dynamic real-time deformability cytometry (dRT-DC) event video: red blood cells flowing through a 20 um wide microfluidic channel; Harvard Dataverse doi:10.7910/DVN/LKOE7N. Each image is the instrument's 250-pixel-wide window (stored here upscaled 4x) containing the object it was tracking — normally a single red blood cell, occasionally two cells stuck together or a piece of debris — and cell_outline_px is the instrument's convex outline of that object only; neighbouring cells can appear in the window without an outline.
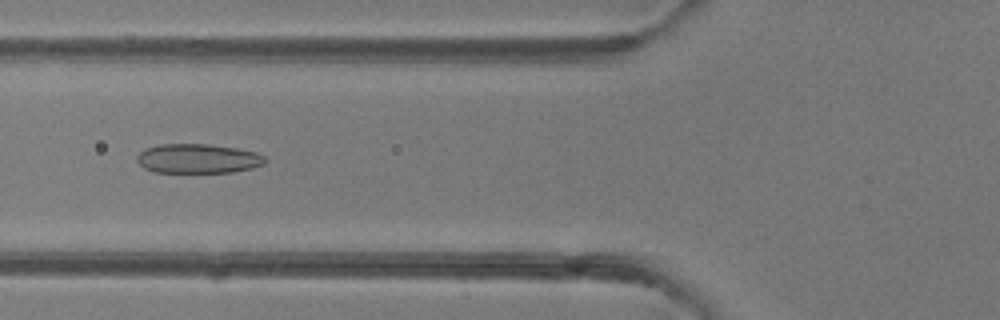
{"species": "common noctule bat (a hibernating species)", "species_latin": "Nyctalus noctula", "temperature_condition": "room temperature", "stored_images_in_passage": 49, "camera_frame_rate_fps": 3000, "um_per_image_px": 0.085, "animal": {"sex": "female"}, "frame": {"image": 1, "passage_image": 19, "time_ms": 6.0, "image_size_px": [1000, 320], "cell_outline_px": [[268, 160], [264, 164], [252, 168], [232, 172], [152, 172], [144, 168], [136, 160], [136, 156], [144, 148], [160, 144], [208, 144], [236, 148], [256, 152], [264, 156]], "centroid_in_image_um": [16.81, 13.48], "position_along_channel_um": 109.0, "area_um2": 22.08}}
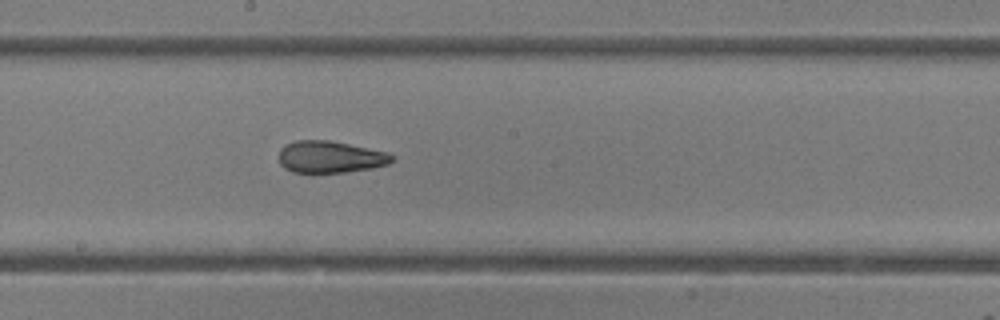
{"frame": {"image": 2, "passage_image": 27, "time_ms": 8.667, "image_size_px": [1000, 320], "cell_outline_px": [[396, 160], [388, 164], [372, 168], [344, 172], [292, 172], [284, 168], [280, 164], [280, 148], [284, 144], [296, 140], [328, 140], [388, 152], [396, 156]], "centroid_in_image_um": [28.09, 13.33], "position_along_channel_um": 220.1, "area_um2": 21.1}}
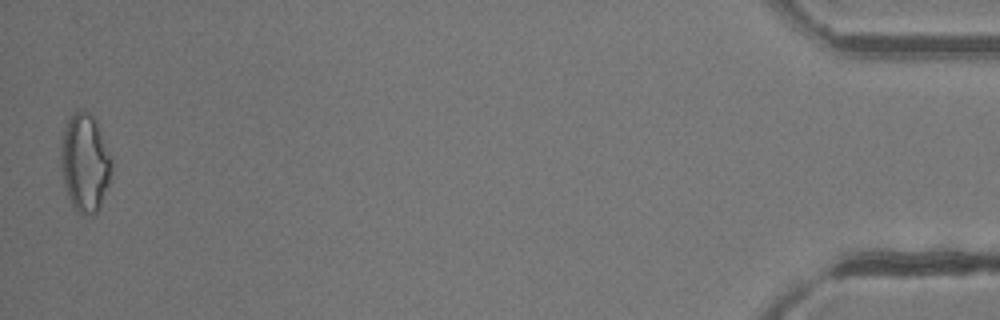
{"frame": {"image": 3, "passage_image": 49, "time_ms": 16.0, "image_size_px": [1000, 320], "cell_outline_px": [[112, 168], [108, 184], [96, 216], [84, 216], [76, 212], [72, 208], [64, 184], [60, 164], [60, 148], [64, 128], [68, 120], [76, 112], [84, 108], [96, 120], [112, 156]], "centroid_in_image_um": [7.22, 13.87], "position_along_channel_um": 428.0, "area_um2": 29.48}, "authors_computed_cell_mechanics": {"area_um2": 23.9292, "velocity_mm_per_s": 4.1617, "shape_relaxation_time_tau1_ms": null, "shape_relaxation_time_tau2_ms": 2.5314, "deformation_change_tau1": null, "deformation_change_tau2": 0.1055}}